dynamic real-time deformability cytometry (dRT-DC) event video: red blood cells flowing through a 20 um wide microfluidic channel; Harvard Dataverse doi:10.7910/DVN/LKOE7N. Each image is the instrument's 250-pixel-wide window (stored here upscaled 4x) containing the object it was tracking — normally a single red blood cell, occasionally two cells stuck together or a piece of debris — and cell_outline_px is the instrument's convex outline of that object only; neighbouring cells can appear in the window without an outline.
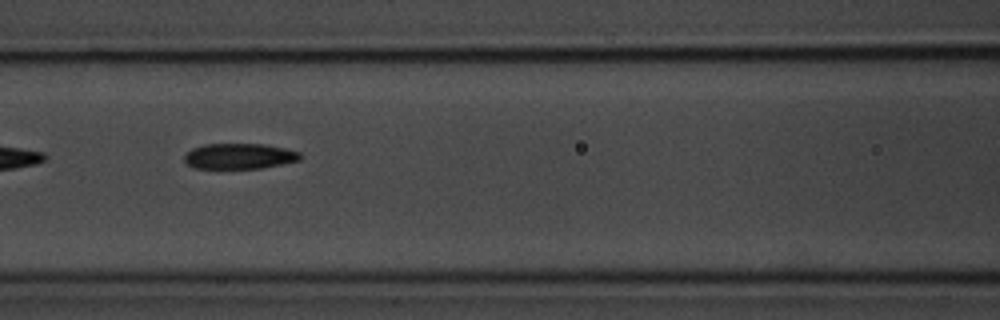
{"species": "common noctule bat (a hibernating species)", "species_latin": "Nyctalus noctula", "temperature_condition": "room temperature", "stored_images_in_passage": 7, "camera_frame_rate_fps": 3000, "um_per_image_px": 0.085, "animal": {"sex": "male", "body_mass_g": 20.1, "forearm_length_mm": 53.5}, "frame": {"image": 1, "passage_image": 4, "time_ms": 4.333, "image_size_px": [1000, 320], "cell_outline_px": [[300, 160], [260, 168], [196, 168], [188, 164], [184, 160], [184, 156], [192, 148], [204, 144], [264, 144], [284, 148], [300, 152]], "centroid_in_image_um": [20.33, 13.27], "position_along_channel_um": 146.3, "area_um2": 17.05}}
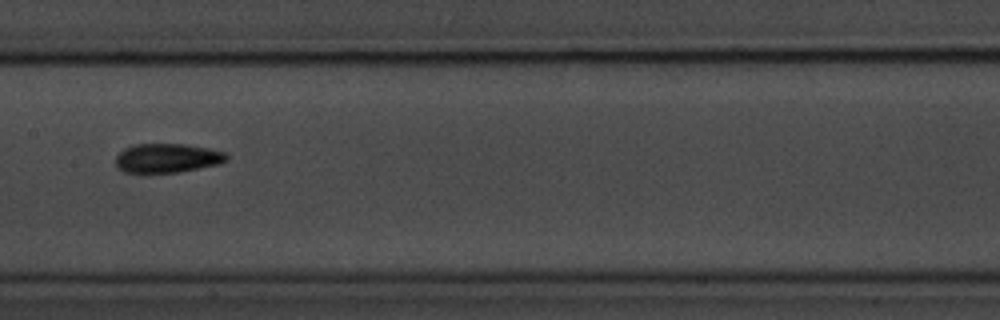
{"frame": {"image": 2, "passage_image": 5, "time_ms": 5.667, "image_size_px": [1000, 320], "cell_outline_px": [[228, 160], [220, 164], [180, 172], [124, 172], [116, 164], [116, 156], [124, 148], [132, 144], [184, 144], [208, 148], [224, 152], [228, 156]], "centroid_in_image_um": [14.24, 13.43], "position_along_channel_um": 193.2, "area_um2": 18.79}}
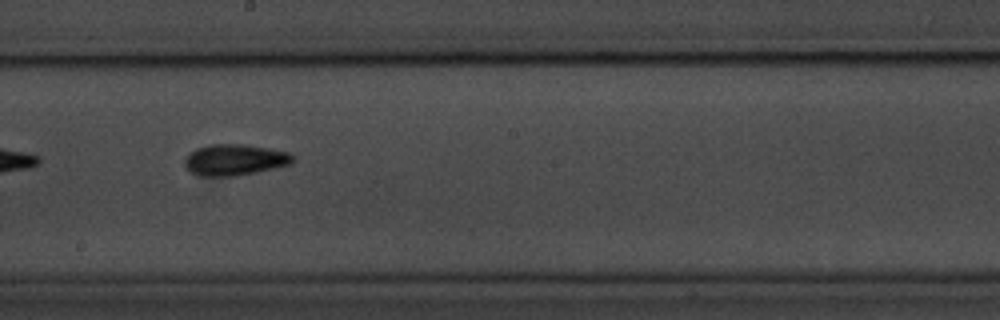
{"frame": {"image": 3, "passage_image": 6, "time_ms": 6.667, "image_size_px": [1000, 320], "cell_outline_px": [[292, 164], [256, 172], [236, 176], [200, 176], [192, 172], [184, 164], [184, 160], [188, 152], [196, 148], [212, 144], [244, 144], [268, 148], [288, 152], [292, 156]], "centroid_in_image_um": [19.92, 13.58], "position_along_channel_um": 228.3, "area_um2": 19.59}}